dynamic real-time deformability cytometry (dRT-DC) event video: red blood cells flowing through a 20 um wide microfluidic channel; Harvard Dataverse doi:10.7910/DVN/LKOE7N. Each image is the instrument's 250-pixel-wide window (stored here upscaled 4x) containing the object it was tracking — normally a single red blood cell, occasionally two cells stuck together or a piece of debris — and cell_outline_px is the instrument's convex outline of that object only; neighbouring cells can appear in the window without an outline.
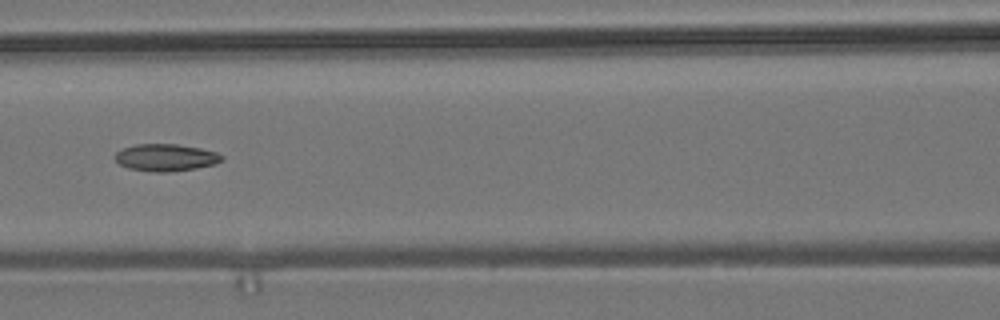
{"species": "common noctule bat (a hibernating species)", "species_latin": "Nyctalus noctula", "temperature_condition": "room temperature", "stored_images_in_passage": 9, "camera_frame_rate_fps": 3000, "um_per_image_px": 0.085, "animal": {"sex": "male", "body_mass_g": 19.2, "forearm_length_mm": 51.8}, "frame": {"image": 1, "passage_image": 7, "time_ms": 2.0, "image_size_px": [1000, 320], "cell_outline_px": [[224, 160], [216, 164], [196, 168], [168, 172], [156, 172], [128, 168], [120, 164], [116, 160], [116, 152], [124, 148], [136, 144], [176, 144], [200, 148], [216, 152], [224, 156]], "centroid_in_image_um": [14.13, 13.39], "position_along_channel_um": 152.5, "area_um2": 16.82}}
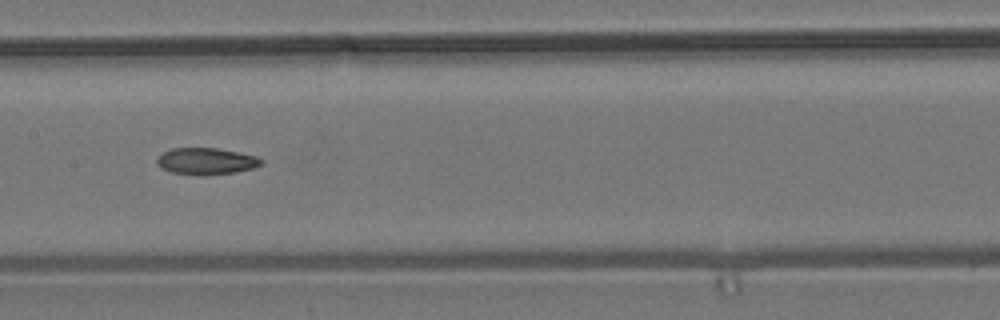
{"frame": {"image": 2, "passage_image": 8, "time_ms": 2.333, "image_size_px": [1000, 320], "cell_outline_px": [[264, 164], [252, 168], [236, 172], [204, 176], [172, 172], [160, 168], [156, 164], [156, 160], [164, 152], [172, 148], [216, 148], [256, 156], [264, 160]], "centroid_in_image_um": [17.53, 13.71], "position_along_channel_um": 189.9, "area_um2": 16.24}}
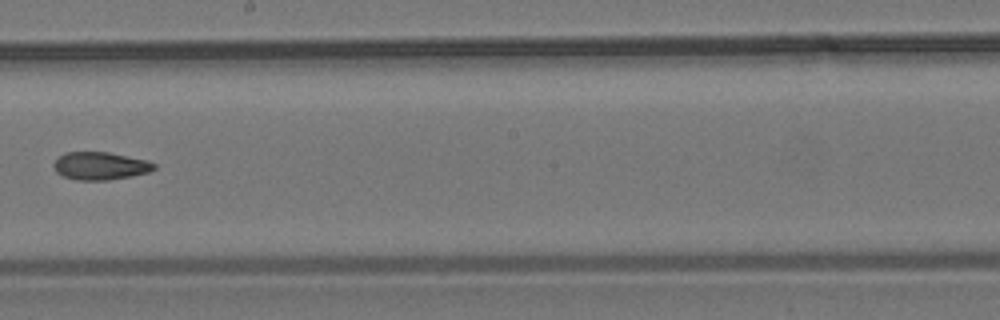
{"frame": {"image": 3, "passage_image": 9, "time_ms": 2.667, "image_size_px": [1000, 320], "cell_outline_px": [[156, 168], [148, 172], [132, 176], [108, 180], [76, 180], [64, 176], [56, 172], [52, 164], [64, 152], [108, 152], [148, 160], [156, 164]], "centroid_in_image_um": [8.53, 14.1], "position_along_channel_um": 239.7, "area_um2": 16.3}}